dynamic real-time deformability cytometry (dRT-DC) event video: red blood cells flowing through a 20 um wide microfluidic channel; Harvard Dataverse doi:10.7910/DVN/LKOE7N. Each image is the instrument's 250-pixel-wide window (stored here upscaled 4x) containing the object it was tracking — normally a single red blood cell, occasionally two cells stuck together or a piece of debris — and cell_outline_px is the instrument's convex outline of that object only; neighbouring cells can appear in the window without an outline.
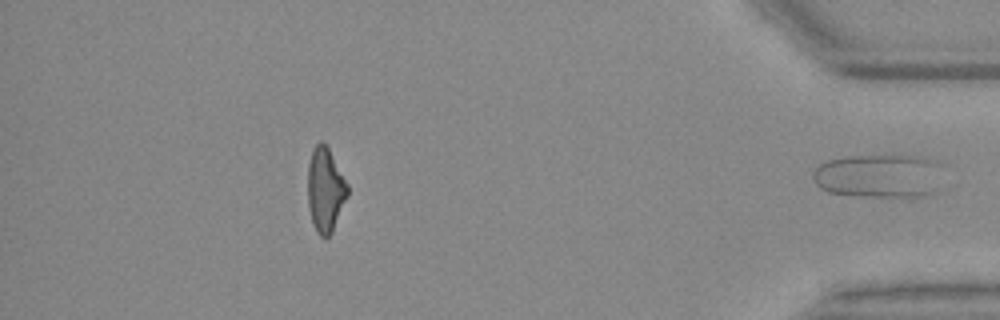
{"species": "Egyptian fruit bat (a non-hibernating species)", "species_latin": "Rousettus aegyptiacus", "temperature_condition": "warm", "stored_images_in_passage": 35, "segment_of_instrument_passage": [2, 2], "camera_frame_rate_fps": 3000, "um_per_image_px": 0.085, "animal": {"sex": "female"}, "frame": {"image": 1, "passage_image": 35, "time_ms": 11.333, "image_size_px": [1000, 320], "cell_outline_px": [[944, 164], [932, 192], [924, 196], [864, 196], [828, 192], [820, 188], [816, 184], [812, 176], [812, 172], [820, 164], [828, 160], [848, 156], [920, 156], [936, 160]], "centroid_in_image_um": [74.69, 14.93], "position_along_channel_um": 360.5, "area_um2": 32.95}}